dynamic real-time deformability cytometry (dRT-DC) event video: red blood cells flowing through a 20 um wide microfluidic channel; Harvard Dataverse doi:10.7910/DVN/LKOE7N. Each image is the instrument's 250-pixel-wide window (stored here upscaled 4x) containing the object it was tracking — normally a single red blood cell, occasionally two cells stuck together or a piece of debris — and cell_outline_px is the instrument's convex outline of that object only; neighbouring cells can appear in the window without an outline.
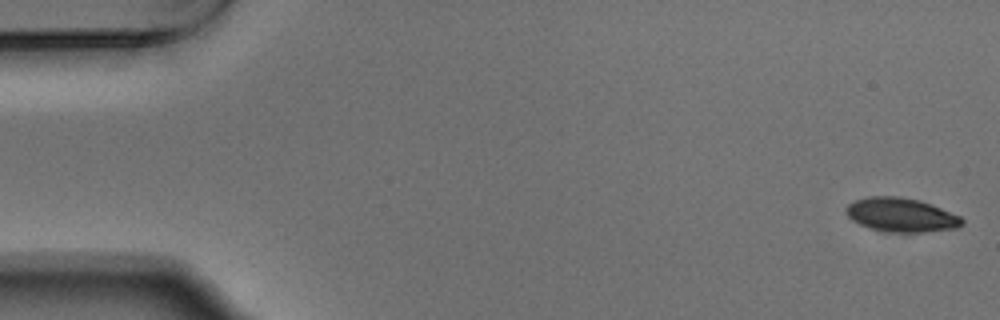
{"species": "Egyptian fruit bat (a non-hibernating species)", "species_latin": "Rousettus aegyptiacus", "temperature_condition": "warm", "stored_images_in_passage": 54, "camera_frame_rate_fps": 3000, "um_per_image_px": 0.085, "animal": {"sex": "male"}, "frame": {"image": 1, "passage_image": 1, "time_ms": 0.0, "image_size_px": [1000, 320], "cell_outline_px": [[964, 224], [960, 228], [924, 232], [884, 232], [868, 228], [852, 220], [844, 212], [844, 208], [848, 204], [856, 200], [868, 196], [900, 196], [920, 200], [932, 204], [960, 216], [964, 220]], "centroid_in_image_um": [76.6, 18.27], "position_along_channel_um": 8.4, "area_um2": 23.35}}
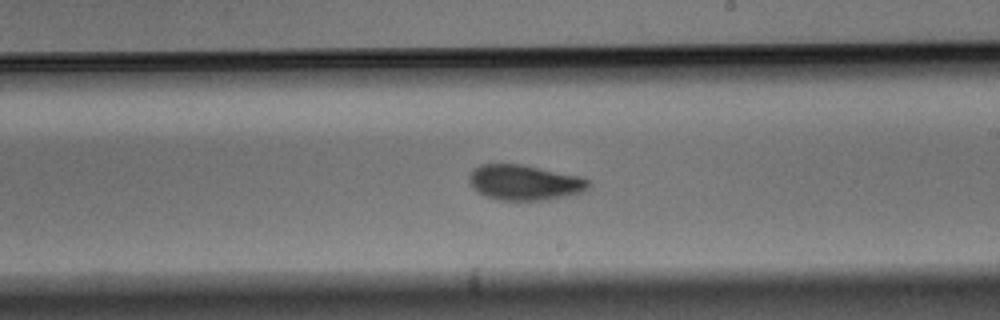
{"frame": {"image": 2, "passage_image": 31, "time_ms": 10.0, "image_size_px": [1000, 320], "cell_outline_px": [[592, 184], [584, 192], [548, 200], [496, 200], [480, 192], [468, 180], [468, 176], [472, 168], [480, 164], [524, 164], [584, 176]], "centroid_in_image_um": [44.65, 15.49], "position_along_channel_um": 244.3, "area_um2": 24.97}}
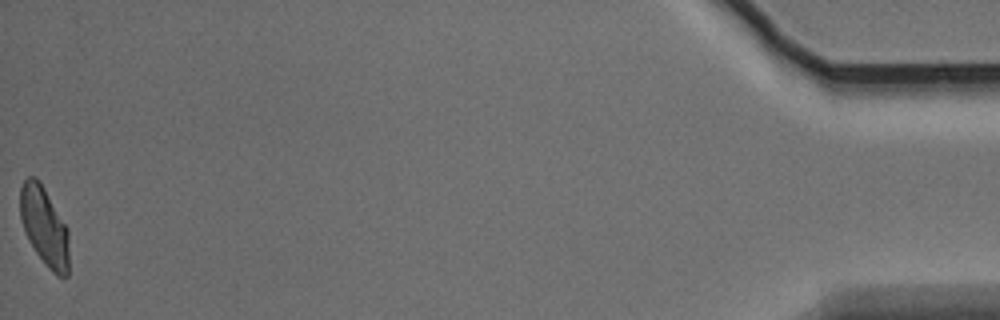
{"frame": {"image": 3, "passage_image": 54, "time_ms": 17.667, "image_size_px": [1000, 320], "cell_outline_px": [[68, 276], [56, 276], [48, 268], [36, 252], [20, 220], [20, 188], [24, 180], [28, 176], [36, 176], [40, 180], [68, 228]], "centroid_in_image_um": [3.77, 19.2], "position_along_channel_um": 431.4, "area_um2": 22.43}, "authors_computed_cell_mechanics": {"area_um2": 24.0159, "velocity_mm_per_s": 3.7222, "shape_relaxation_time_tau1_ms": 4.929, "shape_relaxation_time_tau2_ms": 2.213, "deformation_change_tau1": 0.135, "deformation_change_tau2": 0.0545}}